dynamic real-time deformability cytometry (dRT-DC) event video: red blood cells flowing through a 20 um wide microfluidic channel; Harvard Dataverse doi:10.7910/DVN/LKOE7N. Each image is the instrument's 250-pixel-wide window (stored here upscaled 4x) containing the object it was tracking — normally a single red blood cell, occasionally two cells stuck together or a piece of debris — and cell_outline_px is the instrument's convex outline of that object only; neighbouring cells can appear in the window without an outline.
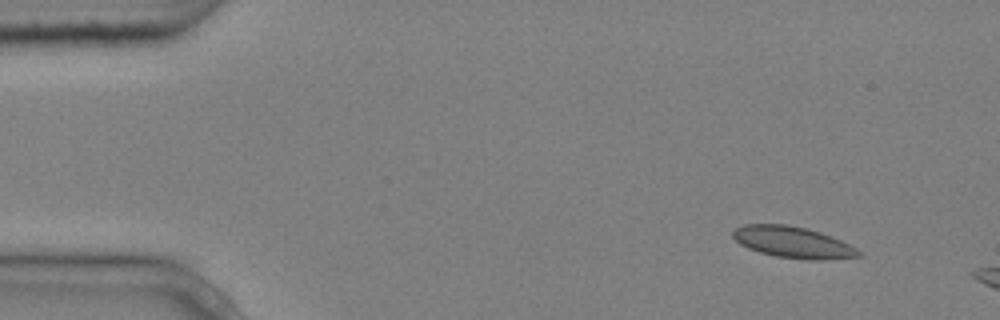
{"species": "common noctule bat (a hibernating species)", "species_latin": "Nyctalus noctula", "temperature_condition": "cold", "stored_images_in_passage": 3, "camera_frame_rate_fps": 3000, "um_per_image_px": 0.085, "animal": {"sex": "male", "body_mass_g": 20.4}, "frame": {"image": 1, "passage_image": 2, "time_ms": 0.333, "image_size_px": [1000, 320], "cell_outline_px": [[864, 256], [820, 260], [808, 260], [776, 256], [760, 252], [748, 248], [740, 244], [732, 236], [732, 232], [736, 228], [744, 224], [784, 224], [804, 228], [820, 232], [840, 240], [856, 248]], "centroid_in_image_um": [67.39, 20.6], "position_along_channel_um": 17.6, "area_um2": 22.77}}